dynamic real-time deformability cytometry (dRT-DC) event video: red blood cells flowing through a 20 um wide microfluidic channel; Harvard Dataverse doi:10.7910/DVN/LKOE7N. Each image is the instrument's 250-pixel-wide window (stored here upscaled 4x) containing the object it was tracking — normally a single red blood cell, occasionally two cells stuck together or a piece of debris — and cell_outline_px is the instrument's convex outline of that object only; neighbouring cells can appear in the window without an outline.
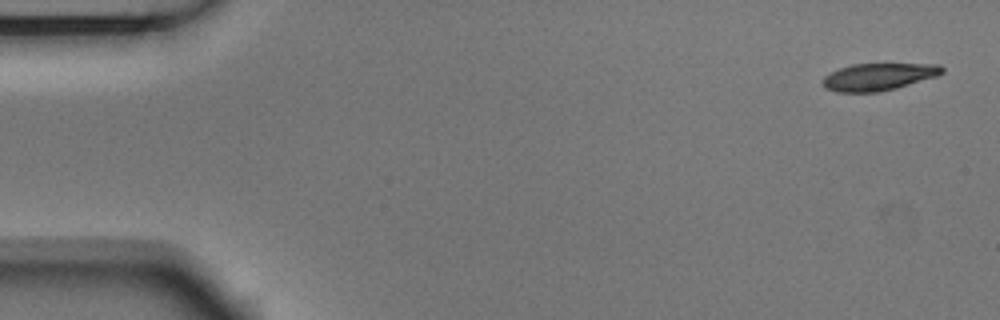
{"species": "Egyptian fruit bat (a non-hibernating species)", "species_latin": "Rousettus aegyptiacus", "temperature_condition": "room temperature", "stored_images_in_passage": 5, "camera_frame_rate_fps": 3000, "um_per_image_px": 0.085, "animal": {"sex": "male"}, "frame": {"image": 1, "passage_image": 1, "time_ms": 0.0, "image_size_px": [1000, 320], "cell_outline_px": [[944, 72], [936, 76], [896, 88], [876, 92], [836, 92], [824, 88], [820, 84], [820, 80], [824, 76], [840, 68], [852, 64], [940, 64], [944, 68]], "centroid_in_image_um": [74.62, 6.53], "position_along_channel_um": 10.4, "area_um2": 18.96}}
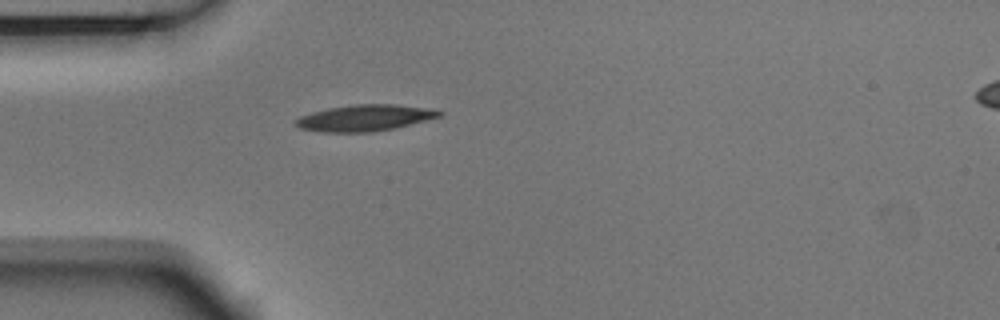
{"frame": {"image": 2, "passage_image": 5, "time_ms": 1.333, "image_size_px": [1000, 320], "cell_outline_px": [[444, 112], [440, 116], [396, 128], [372, 132], [320, 132], [296, 128], [296, 120], [300, 116], [312, 112], [328, 108], [356, 104], [396, 104], [424, 108]], "centroid_in_image_um": [30.95, 10.03], "position_along_channel_um": 54.0, "area_um2": 21.91}}